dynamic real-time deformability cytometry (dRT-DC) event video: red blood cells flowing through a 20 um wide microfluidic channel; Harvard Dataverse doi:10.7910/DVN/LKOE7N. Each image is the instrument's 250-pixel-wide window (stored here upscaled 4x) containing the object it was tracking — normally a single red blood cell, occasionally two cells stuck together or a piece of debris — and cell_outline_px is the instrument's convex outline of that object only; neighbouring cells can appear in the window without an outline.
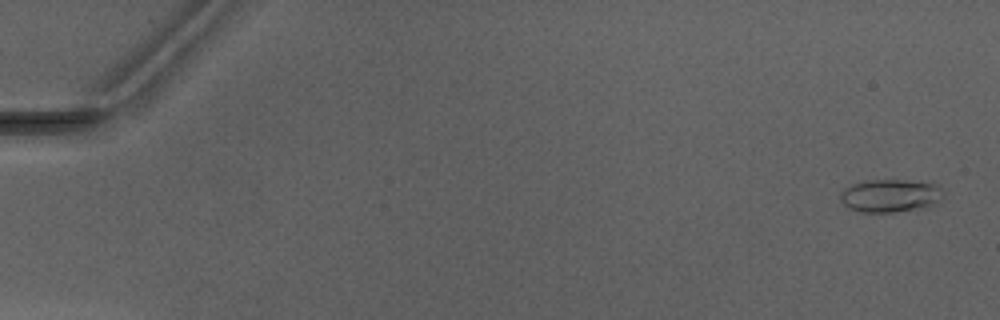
{"species": "Egyptian fruit bat (a non-hibernating species)", "species_latin": "Rousettus aegyptiacus", "temperature_condition": "warm", "stored_images_in_passage": 5, "camera_frame_rate_fps": 3000, "um_per_image_px": 0.085, "animal": {"sex": "male"}, "frame": {"image": 1, "passage_image": 1, "time_ms": 0.0, "image_size_px": [1000, 320], "cell_outline_px": [[944, 196], [940, 200], [928, 208], [892, 212], [860, 212], [848, 208], [840, 200], [840, 192], [844, 188], [852, 184], [868, 180], [904, 180], [936, 184], [944, 188]], "centroid_in_image_um": [75.7, 16.64], "position_along_channel_um": 9.3, "area_um2": 20.11}}